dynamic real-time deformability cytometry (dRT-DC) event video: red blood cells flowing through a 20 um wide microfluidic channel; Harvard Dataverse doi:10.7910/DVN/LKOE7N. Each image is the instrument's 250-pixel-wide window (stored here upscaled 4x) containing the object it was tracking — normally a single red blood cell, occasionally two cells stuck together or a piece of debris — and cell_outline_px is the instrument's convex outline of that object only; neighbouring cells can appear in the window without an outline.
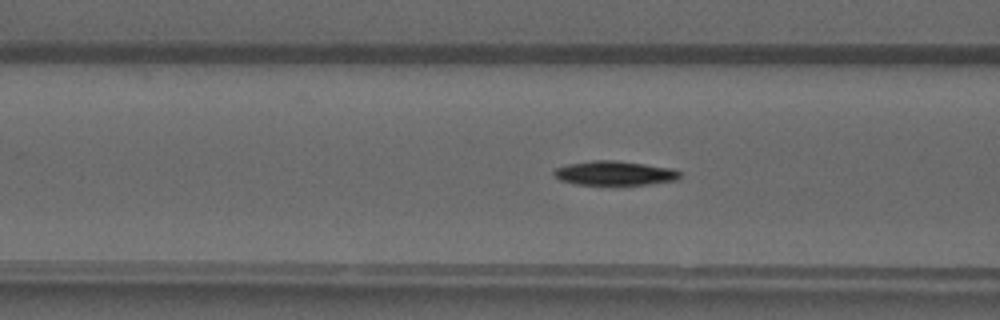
{"species": "common noctule bat (a hibernating species)", "species_latin": "Nyctalus noctula", "temperature_condition": "warm", "stored_images_in_passage": 49, "camera_frame_rate_fps": 3000, "um_per_image_px": 0.085, "animal": {"sex": "male", "forearm_length_mm": 52.5}, "frame": {"image": 1, "passage_image": 19, "time_ms": 6.0, "image_size_px": [1000, 320], "cell_outline_px": [[680, 180], [652, 184], [576, 184], [560, 180], [552, 176], [552, 172], [556, 168], [568, 164], [592, 160], [616, 160], [672, 168], [680, 172]], "centroid_in_image_um": [52.24, 14.71], "position_along_channel_um": 114.4, "area_um2": 17.86}}
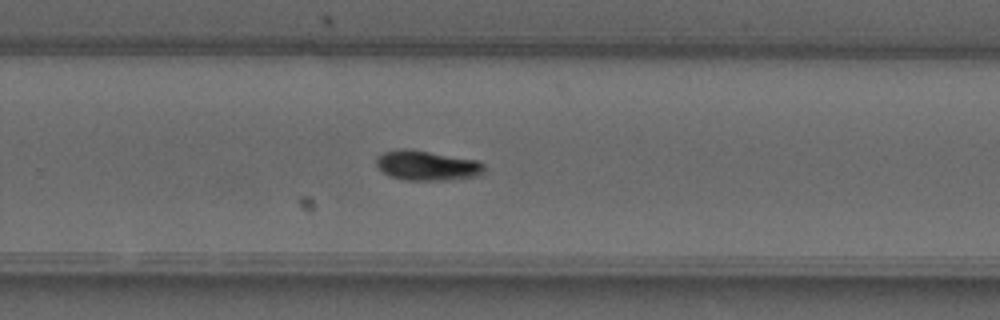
{"frame": {"image": 2, "passage_image": 32, "time_ms": 10.333, "image_size_px": [1000, 320], "cell_outline_px": [[484, 172], [476, 176], [452, 180], [404, 180], [388, 176], [376, 164], [376, 156], [384, 152], [400, 148], [428, 152], [480, 160], [484, 164]], "centroid_in_image_um": [36.3, 14.08], "position_along_channel_um": 293.5, "area_um2": 18.79}}
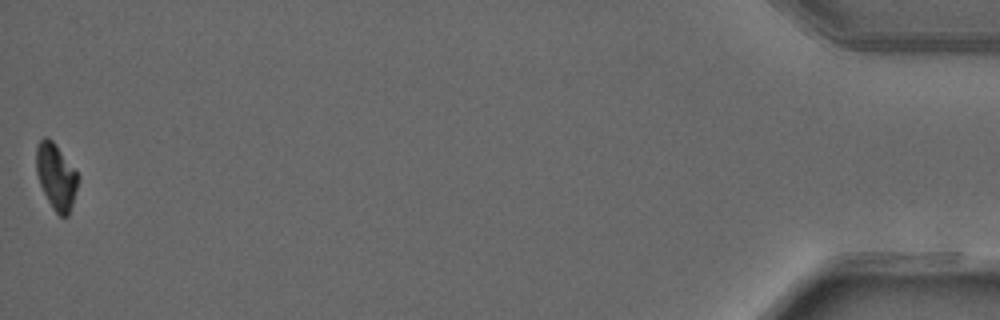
{"frame": {"image": 3, "passage_image": 49, "time_ms": 16.0, "image_size_px": [1000, 320], "cell_outline_px": [[80, 176], [72, 204], [68, 216], [60, 216], [52, 208], [40, 184], [36, 172], [36, 148], [40, 140], [44, 136], [48, 136], [56, 144]], "centroid_in_image_um": [4.77, 14.97], "position_along_channel_um": 430.4, "area_um2": 16.01}, "authors_computed_cell_mechanics": {"area_um2": 17.3978, "velocity_mm_per_s": 4.1557, "shape_relaxation_time_tau1_ms": 5.1187, "shape_relaxation_time_tau2_ms": null, "deformation_change_tau1": 0.1753, "deformation_change_tau2": null}}